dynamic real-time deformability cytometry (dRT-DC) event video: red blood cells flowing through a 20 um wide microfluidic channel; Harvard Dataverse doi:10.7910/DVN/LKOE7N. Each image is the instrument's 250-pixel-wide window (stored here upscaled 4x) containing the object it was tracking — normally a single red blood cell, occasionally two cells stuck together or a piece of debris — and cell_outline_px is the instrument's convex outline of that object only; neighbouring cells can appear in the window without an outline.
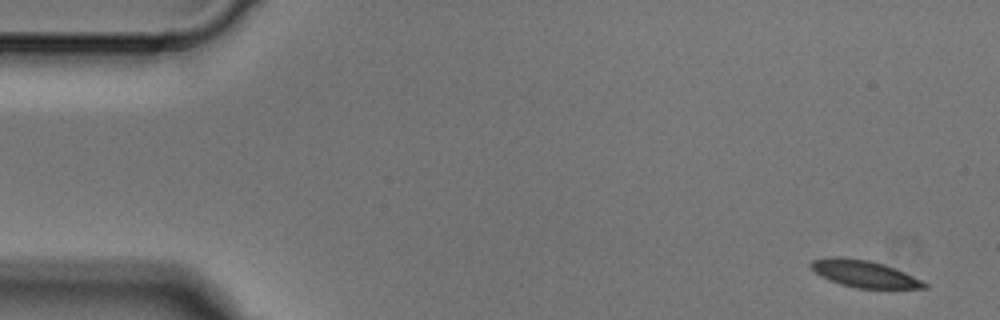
{"species": "Egyptian fruit bat (a non-hibernating species)", "species_latin": "Rousettus aegyptiacus", "temperature_condition": "cold", "stored_images_in_passage": 5, "segment_of_instrument_passage": [1, 2], "camera_frame_rate_fps": 3000, "um_per_image_px": 0.085, "animal": {"sex": "male"}, "frame": {"image": 1, "passage_image": 1, "time_ms": 0.0, "image_size_px": [1000, 320], "cell_outline_px": [[928, 288], [856, 288], [840, 284], [828, 280], [820, 276], [808, 264], [812, 260], [828, 256], [840, 256], [868, 260], [884, 264], [904, 272], [928, 284]], "centroid_in_image_um": [73.39, 23.26], "position_along_channel_um": 11.6, "area_um2": 17.8}}